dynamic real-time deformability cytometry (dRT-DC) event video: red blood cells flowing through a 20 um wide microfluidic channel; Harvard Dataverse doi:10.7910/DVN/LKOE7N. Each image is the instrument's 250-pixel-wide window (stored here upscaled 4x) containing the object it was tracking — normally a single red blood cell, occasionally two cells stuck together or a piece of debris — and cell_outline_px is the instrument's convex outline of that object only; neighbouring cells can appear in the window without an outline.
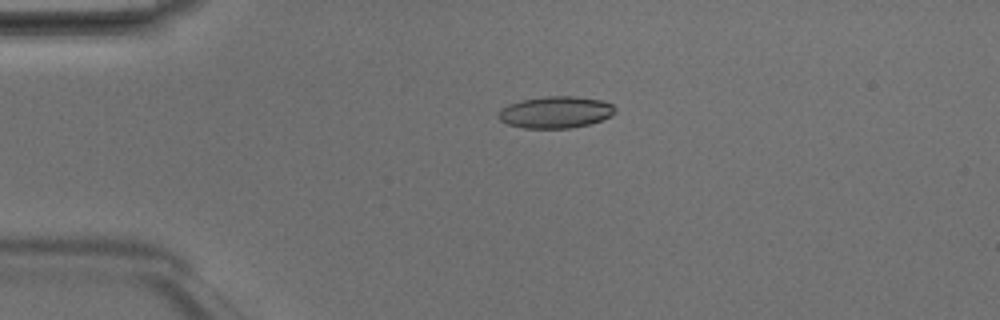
{"species": "Egyptian fruit bat (a non-hibernating species)", "species_latin": "Rousettus aegyptiacus", "temperature_condition": "room temperature", "stored_images_in_passage": 44, "camera_frame_rate_fps": 3000, "um_per_image_px": 0.085, "animal": {"sex": "male"}, "frame": {"image": 1, "passage_image": 7, "time_ms": 2.0, "image_size_px": [1000, 320], "cell_outline_px": [[616, 112], [612, 116], [588, 124], [572, 128], [524, 128], [508, 124], [500, 120], [496, 116], [508, 104], [520, 100], [544, 96], [576, 96], [600, 100], [612, 104], [616, 108]], "centroid_in_image_um": [47.24, 9.53], "position_along_channel_um": 37.8, "area_um2": 21.62}}
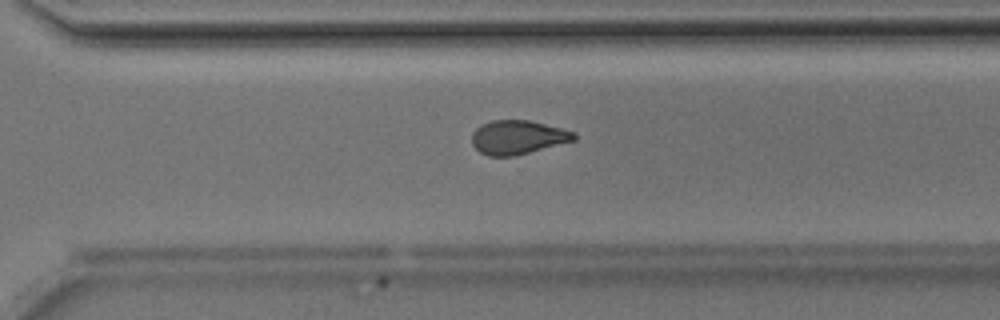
{"frame": {"image": 2, "passage_image": 30, "time_ms": 9.667, "image_size_px": [1000, 320], "cell_outline_px": [[576, 140], [516, 156], [488, 156], [480, 152], [472, 144], [472, 132], [480, 124], [492, 120], [528, 120], [576, 132]], "centroid_in_image_um": [44.0, 11.67], "position_along_channel_um": 326.6, "area_um2": 20.29}}
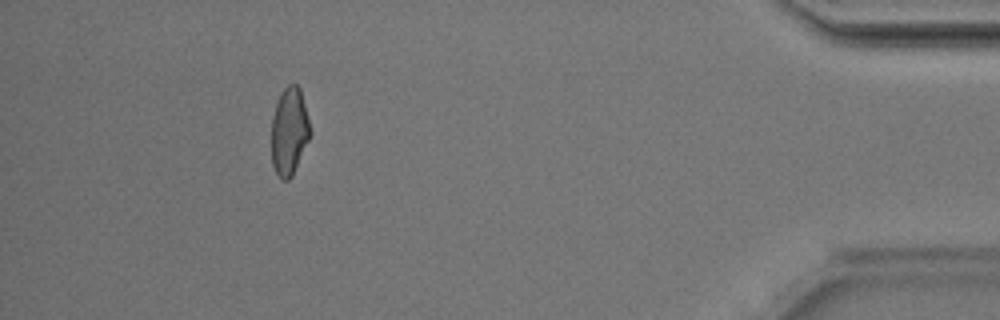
{"frame": {"image": 3, "passage_image": 40, "time_ms": 13.0, "image_size_px": [1000, 320], "cell_outline_px": [[312, 132], [292, 176], [288, 180], [280, 180], [272, 164], [272, 116], [280, 92], [288, 84], [296, 84], [300, 88]], "centroid_in_image_um": [24.59, 11.16], "position_along_channel_um": 410.6, "area_um2": 19.77}, "authors_computed_cell_mechanics": {"area_um2": 20.9236, "velocity_mm_per_s": 4.2136, "shape_relaxation_time_tau1_ms": 5.5303, "shape_relaxation_time_tau2_ms": 1.8606, "deformation_change_tau1": 0.1612, "deformation_change_tau2": 0.0751}}